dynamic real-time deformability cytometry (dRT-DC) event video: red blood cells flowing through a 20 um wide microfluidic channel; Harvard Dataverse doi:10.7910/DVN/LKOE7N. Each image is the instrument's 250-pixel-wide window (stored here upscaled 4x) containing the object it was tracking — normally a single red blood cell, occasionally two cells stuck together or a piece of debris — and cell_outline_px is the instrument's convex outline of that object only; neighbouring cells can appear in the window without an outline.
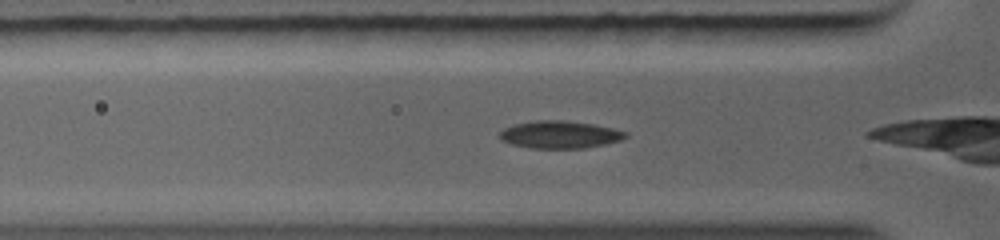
{"species": "common noctule bat (a hibernating species)", "species_latin": "Nyctalus noctula", "temperature_condition": "warm", "stored_images_in_passage": 34, "camera_frame_rate_fps": 5000, "um_per_image_px": 0.085, "animal": {"sex": "female", "body_mass_g": 19.0, "forearm_length_mm": 56.7}, "frame": {"image": 1, "passage_image": 4, "time_ms": 0.8, "image_size_px": [1000, 240], "cell_outline_px": [[628, 136], [620, 140], [604, 144], [584, 148], [528, 148], [512, 144], [500, 140], [496, 136], [504, 128], [512, 124], [532, 120], [564, 120], [592, 124], [612, 128], [628, 132]], "centroid_in_image_um": [47.52, 11.43], "position_along_channel_um": 78.3, "area_um2": 20.35}}
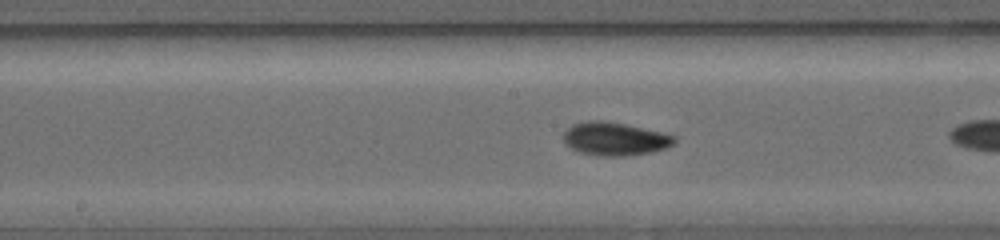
{"frame": {"image": 2, "passage_image": 13, "time_ms": 3.2, "image_size_px": [1000, 240], "cell_outline_px": [[676, 140], [668, 148], [652, 152], [624, 156], [596, 156], [580, 152], [564, 144], [560, 136], [572, 124], [588, 120], [600, 120], [624, 124], [660, 132], [676, 136]], "centroid_in_image_um": [52.21, 11.81], "position_along_channel_um": 196.0, "area_um2": 21.62}}
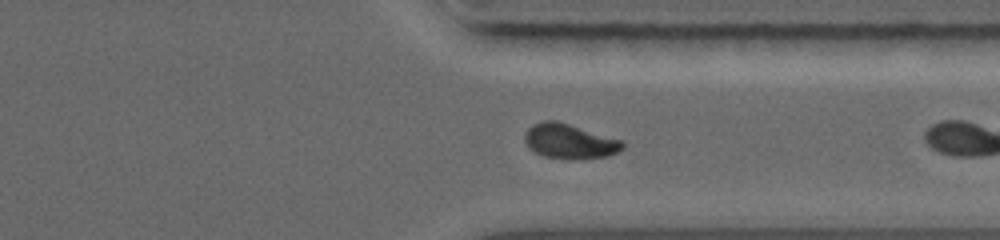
{"frame": {"image": 3, "passage_image": 25, "time_ms": 6.6, "image_size_px": [1000, 240], "cell_outline_px": [[624, 148], [608, 156], [572, 160], [568, 160], [544, 156], [536, 152], [524, 140], [524, 136], [528, 128], [532, 124], [544, 120], [556, 120], [620, 140], [624, 144]], "centroid_in_image_um": [48.39, 12.02], "position_along_channel_um": 363.0, "area_um2": 19.59}}